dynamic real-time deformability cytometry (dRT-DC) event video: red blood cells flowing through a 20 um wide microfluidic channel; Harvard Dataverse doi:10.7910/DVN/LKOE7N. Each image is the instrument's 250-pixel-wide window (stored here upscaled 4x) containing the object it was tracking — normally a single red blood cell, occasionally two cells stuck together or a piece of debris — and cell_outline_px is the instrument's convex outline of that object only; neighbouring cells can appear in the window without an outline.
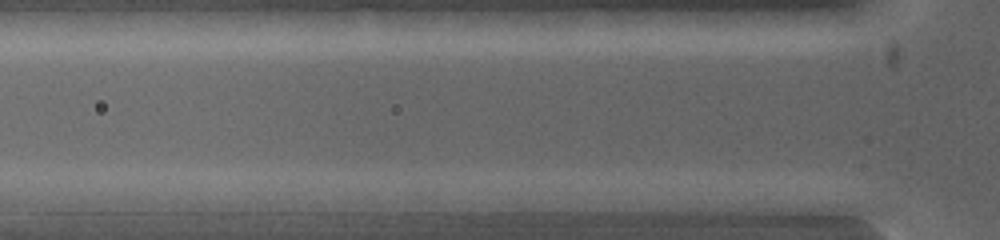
{"species": "common noctule bat (a hibernating species)", "species_latin": "Nyctalus noctula", "temperature_condition": "warm", "stored_images_in_passage": 2, "camera_frame_rate_fps": 5000, "um_per_image_px": 0.085, "animal": {"sex": "female", "body_mass_g": 19.0, "forearm_length_mm": 53.3}, "frame": {"image": 1, "passage_image": 2, "time_ms": 0.2, "image_size_px": [1000, 240], "cell_outline_px": [[652, 200], [620, 212], [516, 212], [496, 200], [500, 192], [640, 192]], "centroid_in_image_um": [48.58, 17.13], "position_along_channel_um": 77.2, "area_um2": 19.83}}